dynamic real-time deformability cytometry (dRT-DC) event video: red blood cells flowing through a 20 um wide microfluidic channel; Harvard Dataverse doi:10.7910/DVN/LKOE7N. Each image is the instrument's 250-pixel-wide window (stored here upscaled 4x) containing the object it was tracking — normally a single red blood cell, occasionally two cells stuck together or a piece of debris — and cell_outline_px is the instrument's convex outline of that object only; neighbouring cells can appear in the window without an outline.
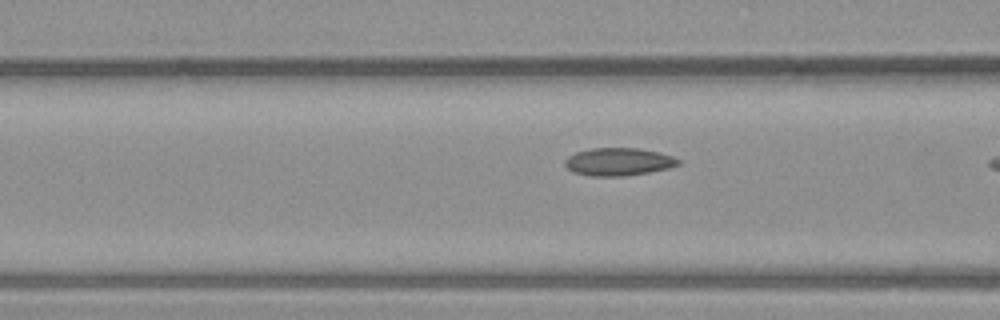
{"species": "common noctule bat (a hibernating species)", "species_latin": "Nyctalus noctula", "temperature_condition": "warm", "stored_images_in_passage": 8, "camera_frame_rate_fps": 3000, "um_per_image_px": 0.085, "animal": {"sex": "male", "body_mass_g": 23.1, "forearm_length_mm": 52.7}, "frame": {"image": 1, "passage_image": 7, "time_ms": 2.0, "image_size_px": [1000, 320], "cell_outline_px": [[680, 164], [668, 168], [648, 172], [624, 176], [588, 176], [572, 172], [564, 164], [564, 160], [568, 156], [576, 152], [592, 148], [636, 148], [656, 152], [672, 156], [680, 160]], "centroid_in_image_um": [52.52, 13.75], "position_along_channel_um": 114.1, "area_um2": 18.26}}